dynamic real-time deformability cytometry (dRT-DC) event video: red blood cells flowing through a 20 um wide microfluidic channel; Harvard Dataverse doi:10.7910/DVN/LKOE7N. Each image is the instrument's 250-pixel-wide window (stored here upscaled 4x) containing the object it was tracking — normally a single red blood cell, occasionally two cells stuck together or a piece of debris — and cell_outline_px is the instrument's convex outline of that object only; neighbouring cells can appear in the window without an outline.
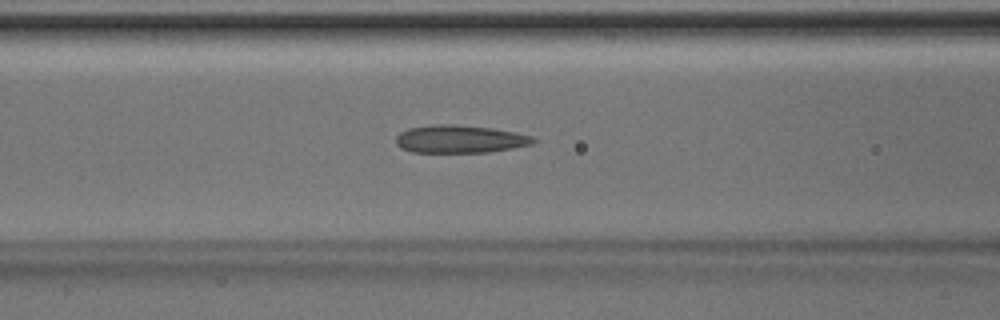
{"species": "Egyptian fruit bat (a non-hibernating species)", "species_latin": "Rousettus aegyptiacus", "temperature_condition": "room temperature", "stored_images_in_passage": 47, "camera_frame_rate_fps": 3000, "um_per_image_px": 0.085, "animal": {"sex": "male"}, "frame": {"image": 1, "passage_image": 19, "time_ms": 6.0, "image_size_px": [1000, 320], "cell_outline_px": [[536, 140], [532, 144], [512, 148], [488, 152], [412, 152], [400, 148], [396, 144], [396, 136], [400, 132], [408, 128], [432, 124], [452, 124], [492, 128], [516, 132], [532, 136]], "centroid_in_image_um": [39.06, 11.81], "position_along_channel_um": 127.5, "area_um2": 22.31}}
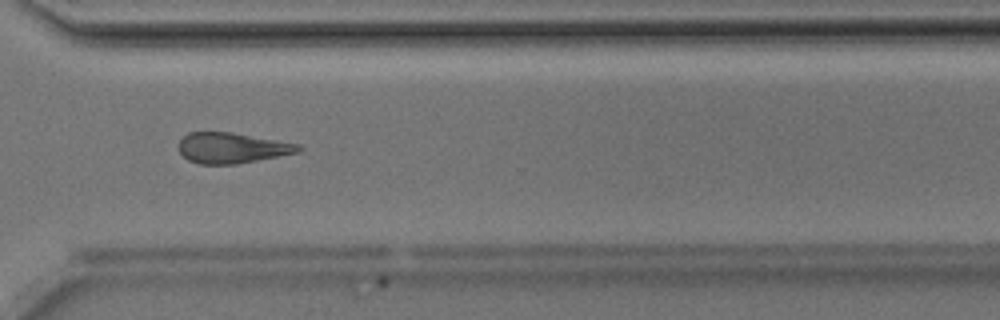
{"frame": {"image": 2, "passage_image": 35, "time_ms": 11.333, "image_size_px": [1000, 320], "cell_outline_px": [[304, 148], [300, 152], [236, 164], [200, 164], [188, 160], [176, 148], [180, 140], [188, 132], [232, 132], [300, 144]], "centroid_in_image_um": [19.71, 12.57], "position_along_channel_um": 350.9, "area_um2": 21.44}}
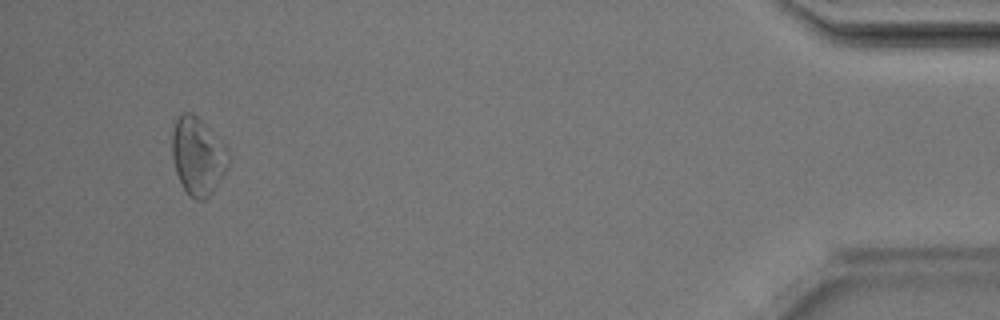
{"frame": {"image": 3, "passage_image": 45, "time_ms": 14.667, "image_size_px": [1000, 320], "cell_outline_px": [[228, 168], [212, 192], [204, 200], [196, 200], [188, 196], [176, 172], [172, 156], [172, 132], [176, 116], [184, 112], [192, 112], [228, 148]], "centroid_in_image_um": [16.8, 13.27], "position_along_channel_um": 418.4, "area_um2": 25.37}}